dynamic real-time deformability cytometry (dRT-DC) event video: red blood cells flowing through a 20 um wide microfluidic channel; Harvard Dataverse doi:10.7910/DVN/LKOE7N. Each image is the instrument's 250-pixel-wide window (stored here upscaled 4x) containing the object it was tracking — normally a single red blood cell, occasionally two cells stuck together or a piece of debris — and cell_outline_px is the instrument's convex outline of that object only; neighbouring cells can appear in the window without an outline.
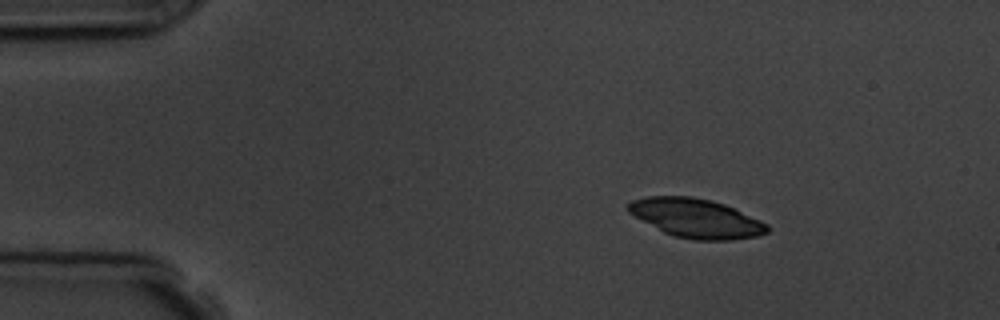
{"species": "common noctule bat (a hibernating species)", "species_latin": "Nyctalus noctula", "temperature_condition": "room temperature", "stored_images_in_passage": 3, "camera_frame_rate_fps": 3000, "um_per_image_px": 0.085, "animal": {"sex": "male", "body_mass_g": 19.5, "forearm_length_mm": 54.6}, "frame": {"image": 1, "passage_image": 1, "time_ms": 0.0, "image_size_px": [1000, 320], "cell_outline_px": [[768, 232], [756, 236], [732, 240], [692, 240], [676, 236], [664, 232], [628, 212], [624, 208], [632, 200], [648, 196], [692, 196], [712, 200], [724, 204], [760, 220], [768, 224]], "centroid_in_image_um": [59.16, 18.54], "position_along_channel_um": 25.8, "area_um2": 31.44}}